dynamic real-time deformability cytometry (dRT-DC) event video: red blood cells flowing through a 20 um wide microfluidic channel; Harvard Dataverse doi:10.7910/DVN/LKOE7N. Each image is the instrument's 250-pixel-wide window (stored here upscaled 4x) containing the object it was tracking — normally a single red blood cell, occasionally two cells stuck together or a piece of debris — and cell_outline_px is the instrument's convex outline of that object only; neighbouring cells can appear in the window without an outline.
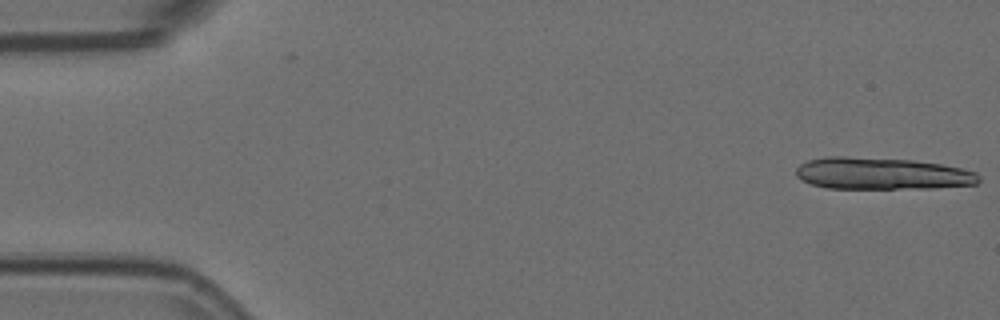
{"species": "Egyptian fruit bat (a non-hibernating species)", "species_latin": "Rousettus aegyptiacus", "temperature_condition": "room temperature", "stored_images_in_passage": 8, "camera_frame_rate_fps": 3000, "um_per_image_px": 0.085, "animal": {"sex": "female"}, "frame": {"image": 1, "passage_image": 1, "time_ms": 0.0, "image_size_px": [1000, 320], "cell_outline_px": [[980, 180], [976, 184], [936, 188], [828, 188], [812, 184], [800, 180], [796, 176], [796, 168], [800, 164], [808, 160], [828, 156], [844, 156], [912, 160], [940, 164], [960, 168], [976, 172], [980, 176]], "centroid_in_image_um": [74.95, 14.75], "position_along_channel_um": 10.1, "area_um2": 34.04}}
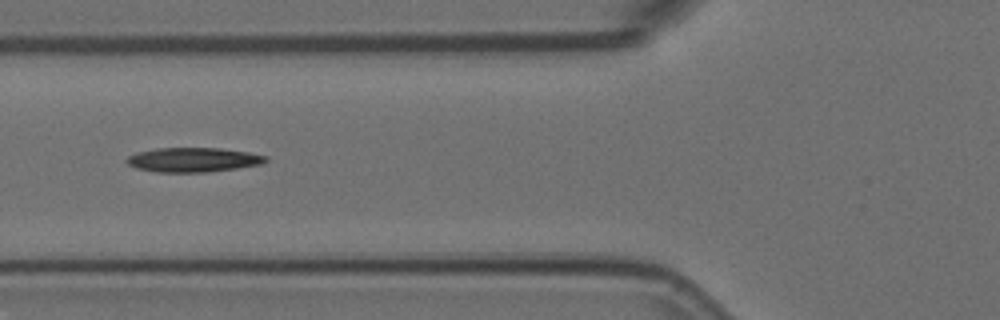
{"frame": {"image": 2, "passage_image": 6, "time_ms": 1.667, "image_size_px": [1000, 320], "cell_outline_px": [[268, 160], [264, 164], [208, 172], [156, 172], [136, 168], [128, 164], [124, 160], [128, 156], [136, 152], [160, 148], [220, 148], [248, 152], [268, 156]], "centroid_in_image_um": [16.43, 13.58], "position_along_channel_um": 109.4, "area_um2": 19.88}}
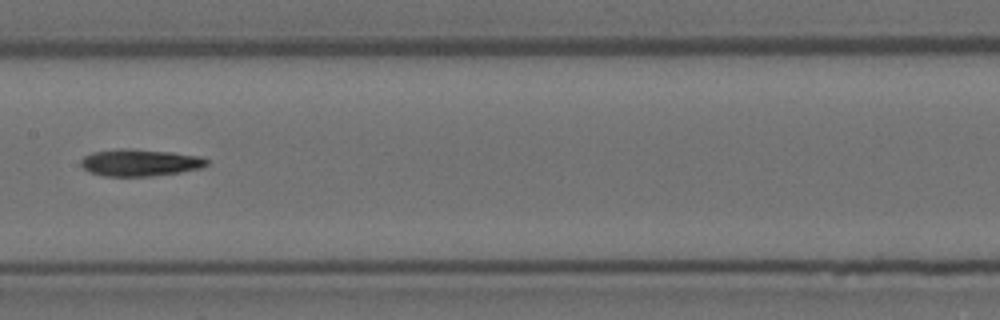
{"frame": {"image": 3, "passage_image": 8, "time_ms": 2.333, "image_size_px": [1000, 320], "cell_outline_px": [[208, 164], [200, 168], [180, 172], [152, 176], [104, 176], [88, 172], [80, 164], [80, 160], [84, 156], [92, 152], [172, 152], [200, 156], [208, 160]], "centroid_in_image_um": [11.92, 13.89], "position_along_channel_um": 195.5, "area_um2": 18.61}}